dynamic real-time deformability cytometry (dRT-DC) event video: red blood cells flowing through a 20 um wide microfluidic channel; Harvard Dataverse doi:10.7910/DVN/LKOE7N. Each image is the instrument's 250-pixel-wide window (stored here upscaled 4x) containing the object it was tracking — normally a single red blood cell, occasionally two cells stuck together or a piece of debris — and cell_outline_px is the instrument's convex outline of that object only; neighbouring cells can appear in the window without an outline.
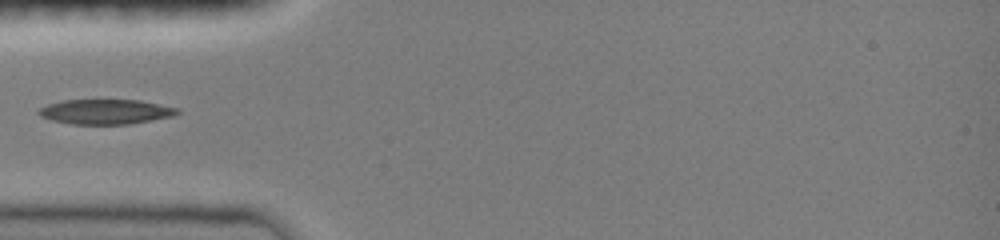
{"species": "common noctule bat (a hibernating species)", "species_latin": "Nyctalus noctula", "temperature_condition": "room temperature", "stored_images_in_passage": 27, "camera_frame_rate_fps": 3000, "um_per_image_px": 0.085, "animal": {"sex": "female", "body_mass_g": 19.0, "forearm_length_mm": 51.5}, "frame": {"image": 1, "passage_image": 1, "time_ms": 0.0, "image_size_px": [1000, 240], "cell_outline_px": [[180, 112], [172, 116], [128, 124], [72, 124], [52, 120], [40, 116], [36, 112], [40, 108], [48, 104], [60, 100], [140, 100], [180, 108]], "centroid_in_image_um": [8.97, 9.49], "position_along_channel_um": 76.0, "area_um2": 20.06}}
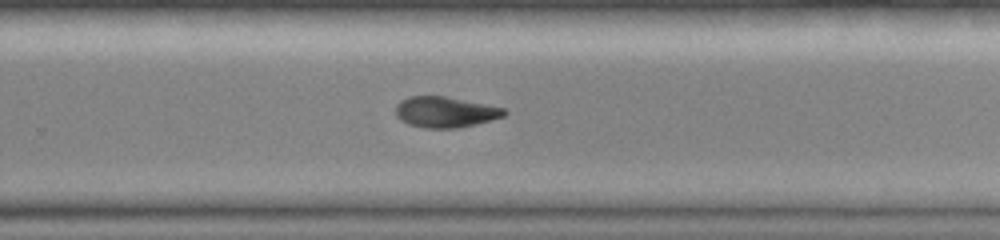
{"frame": {"image": 2, "passage_image": 16, "time_ms": 5.333, "image_size_px": [1000, 240], "cell_outline_px": [[508, 112], [504, 116], [476, 124], [456, 128], [424, 128], [408, 124], [400, 120], [396, 116], [396, 104], [400, 100], [408, 96], [444, 96], [504, 108]], "centroid_in_image_um": [37.8, 9.52], "position_along_channel_um": 292.0, "area_um2": 19.42}}
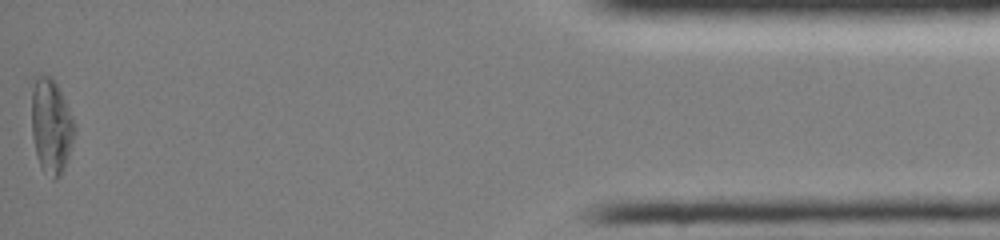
{"frame": {"image": 3, "passage_image": 27, "time_ms": 10.667, "image_size_px": [1000, 240], "cell_outline_px": [[76, 124], [68, 156], [64, 168], [60, 176], [56, 180], [52, 180], [40, 168], [36, 156], [32, 136], [32, 88], [36, 76], [40, 72], [52, 76]], "centroid_in_image_um": [4.32, 10.73], "position_along_channel_um": 430.9, "area_um2": 23.81}}